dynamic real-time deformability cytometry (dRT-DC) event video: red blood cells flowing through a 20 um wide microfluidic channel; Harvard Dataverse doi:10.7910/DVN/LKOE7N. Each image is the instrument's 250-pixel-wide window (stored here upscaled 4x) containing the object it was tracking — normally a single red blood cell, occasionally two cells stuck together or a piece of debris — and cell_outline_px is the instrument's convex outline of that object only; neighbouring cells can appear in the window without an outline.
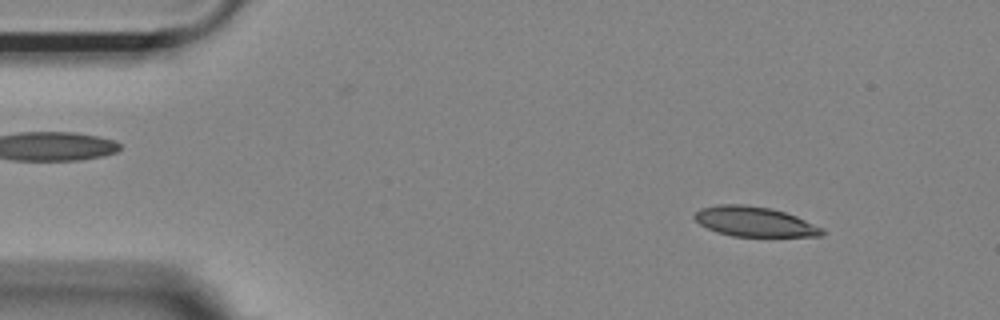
{"species": "Egyptian fruit bat (a non-hibernating species)", "species_latin": "Rousettus aegyptiacus", "temperature_condition": "room temperature", "stored_images_in_passage": 53, "camera_frame_rate_fps": 3000, "um_per_image_px": 0.085, "animal": {"sex": "female"}, "frame": {"image": 1, "passage_image": 6, "time_ms": 1.667, "image_size_px": [1000, 320], "cell_outline_px": [[824, 236], [732, 236], [716, 232], [700, 224], [692, 216], [700, 208], [716, 204], [744, 204], [772, 208], [796, 216], [824, 228]], "centroid_in_image_um": [64.12, 18.83], "position_along_channel_um": 20.9, "area_um2": 22.31}}
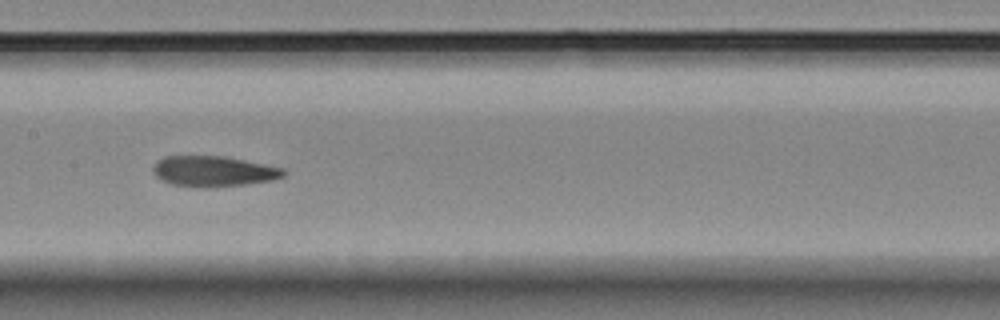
{"frame": {"image": 2, "passage_image": 26, "time_ms": 8.333, "image_size_px": [1000, 320], "cell_outline_px": [[288, 172], [284, 176], [272, 180], [244, 184], [172, 184], [156, 176], [152, 172], [152, 168], [164, 156], [224, 156], [284, 168]], "centroid_in_image_um": [18.2, 14.5], "position_along_channel_um": 189.2, "area_um2": 22.02}}
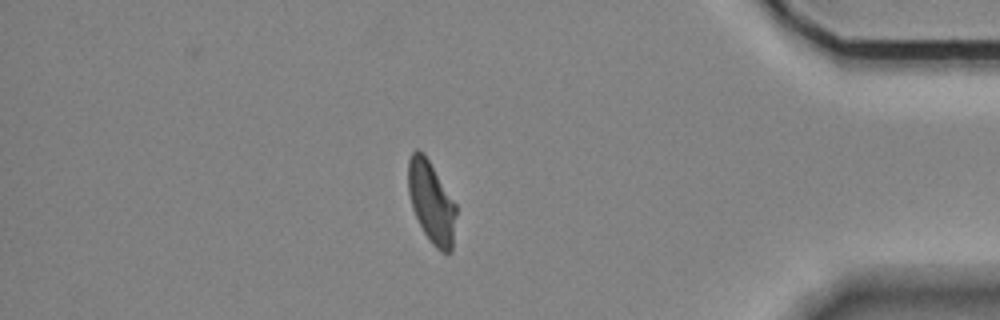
{"frame": {"image": 3, "passage_image": 46, "time_ms": 15.0, "image_size_px": [1000, 320], "cell_outline_px": [[456, 216], [452, 252], [444, 252], [436, 248], [432, 244], [424, 232], [412, 208], [408, 192], [408, 160], [412, 152], [416, 148], [424, 152], [456, 204]], "centroid_in_image_um": [36.66, 17.16], "position_along_channel_um": 398.5, "area_um2": 22.83}, "authors_computed_cell_mechanics": {"area_um2": 23.2356, "velocity_mm_per_s": 3.665, "shape_relaxation_time_tau1_ms": null, "shape_relaxation_time_tau2_ms": 4.0419, "deformation_change_tau1": null, "deformation_change_tau2": 0.0958}}